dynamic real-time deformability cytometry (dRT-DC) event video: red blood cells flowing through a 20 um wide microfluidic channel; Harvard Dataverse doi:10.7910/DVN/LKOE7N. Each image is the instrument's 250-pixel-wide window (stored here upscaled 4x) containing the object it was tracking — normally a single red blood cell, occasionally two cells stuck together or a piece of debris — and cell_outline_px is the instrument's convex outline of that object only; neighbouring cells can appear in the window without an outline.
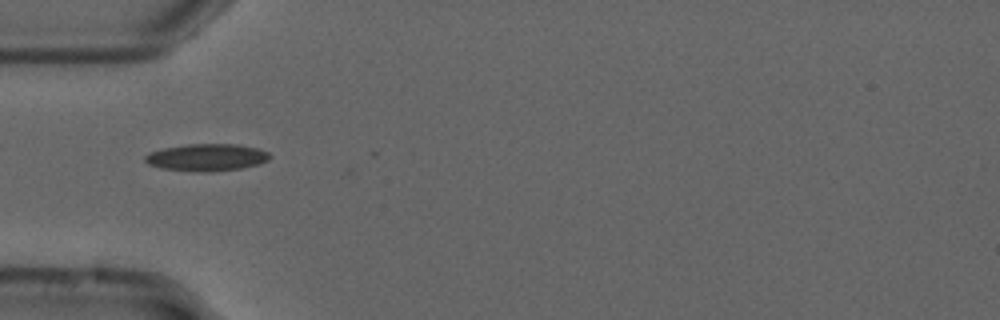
{"species": "common noctule bat (a hibernating species)", "species_latin": "Nyctalus noctula", "temperature_condition": "cold", "stored_images_in_passage": 7, "camera_frame_rate_fps": 3000, "um_per_image_px": 0.085, "animal": {"sex": "male", "forearm_length_mm": 52.5}, "frame": {"image": 1, "passage_image": 1, "time_ms": 0.0, "image_size_px": [1000, 320], "cell_outline_px": [[272, 156], [268, 160], [260, 164], [240, 168], [212, 172], [204, 172], [160, 168], [148, 164], [144, 160], [144, 156], [152, 152], [164, 148], [188, 144], [236, 144], [256, 148], [268, 152]], "centroid_in_image_um": [17.59, 13.38], "position_along_channel_um": 67.4, "area_um2": 19.65}}
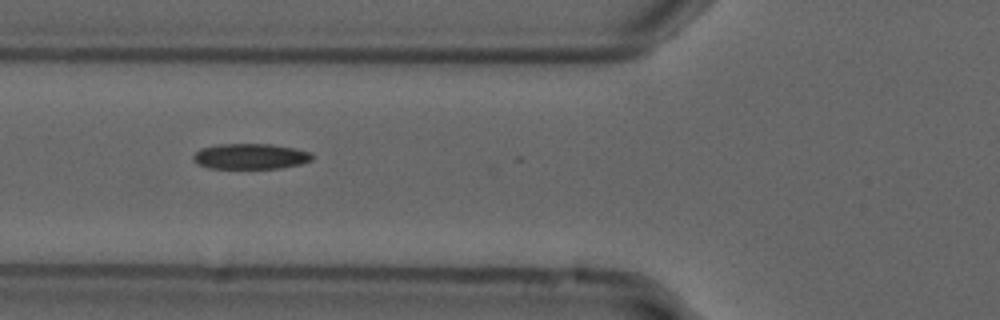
{"frame": {"image": 2, "passage_image": 4, "time_ms": 1.0, "image_size_px": [1000, 320], "cell_outline_px": [[312, 160], [300, 164], [280, 168], [208, 168], [196, 164], [192, 160], [192, 156], [200, 148], [220, 144], [272, 144], [296, 148], [308, 152], [312, 156]], "centroid_in_image_um": [21.24, 13.29], "position_along_channel_um": 104.6, "area_um2": 17.74}}